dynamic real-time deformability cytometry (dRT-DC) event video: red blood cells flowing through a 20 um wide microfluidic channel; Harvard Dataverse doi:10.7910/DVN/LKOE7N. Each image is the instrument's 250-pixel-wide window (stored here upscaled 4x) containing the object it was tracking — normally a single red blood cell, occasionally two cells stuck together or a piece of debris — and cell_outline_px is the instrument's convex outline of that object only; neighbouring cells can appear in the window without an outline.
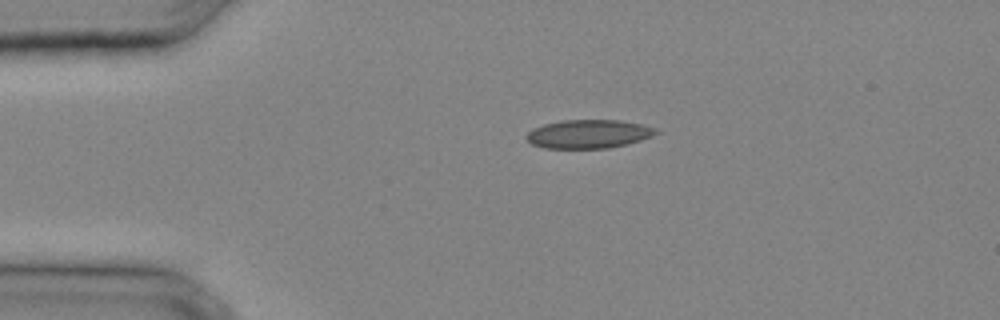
{"species": "common noctule bat (a hibernating species)", "species_latin": "Nyctalus noctula", "temperature_condition": "cold", "stored_images_in_passage": 24, "camera_frame_rate_fps": 3000, "um_per_image_px": 0.085, "animal": {"sex": "male", "body_mass_g": 20.4}, "frame": {"image": 1, "passage_image": 1, "time_ms": 0.0, "image_size_px": [1000, 320], "cell_outline_px": [[660, 132], [652, 136], [628, 144], [608, 148], [544, 148], [532, 144], [524, 136], [532, 128], [544, 124], [560, 120], [620, 120], [640, 124], [656, 128]], "centroid_in_image_um": [50.02, 11.38], "position_along_channel_um": 35.0, "area_um2": 21.68}}
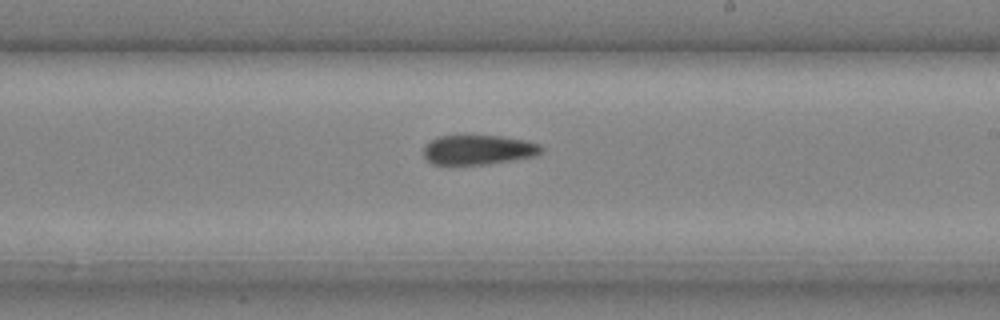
{"frame": {"image": 2, "passage_image": 13, "time_ms": 4.0, "image_size_px": [1000, 320], "cell_outline_px": [[544, 148], [536, 156], [488, 164], [432, 164], [424, 156], [424, 148], [436, 136], [500, 136], [528, 140], [540, 144]], "centroid_in_image_um": [40.7, 12.73], "position_along_channel_um": 248.3, "area_um2": 20.23}}
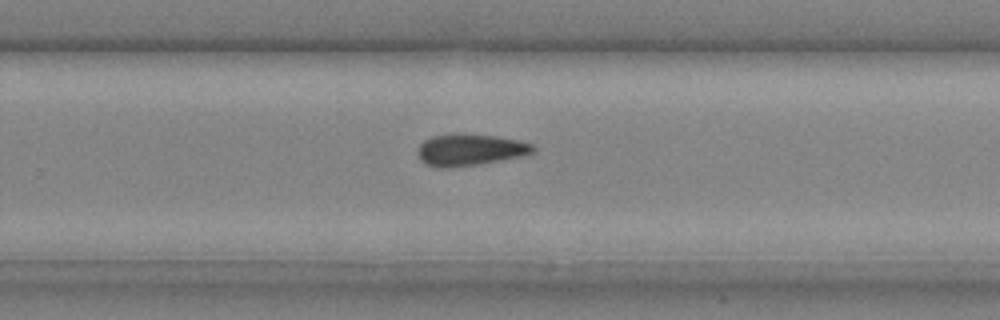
{"frame": {"image": 3, "passage_image": 15, "time_ms": 4.667, "image_size_px": [1000, 320], "cell_outline_px": [[536, 148], [532, 152], [524, 156], [504, 160], [480, 164], [448, 168], [440, 168], [424, 164], [420, 160], [416, 152], [416, 148], [424, 140], [432, 136], [456, 132], [496, 136], [520, 140], [532, 144]], "centroid_in_image_um": [39.92, 12.73], "position_along_channel_um": 289.9, "area_um2": 21.91}}